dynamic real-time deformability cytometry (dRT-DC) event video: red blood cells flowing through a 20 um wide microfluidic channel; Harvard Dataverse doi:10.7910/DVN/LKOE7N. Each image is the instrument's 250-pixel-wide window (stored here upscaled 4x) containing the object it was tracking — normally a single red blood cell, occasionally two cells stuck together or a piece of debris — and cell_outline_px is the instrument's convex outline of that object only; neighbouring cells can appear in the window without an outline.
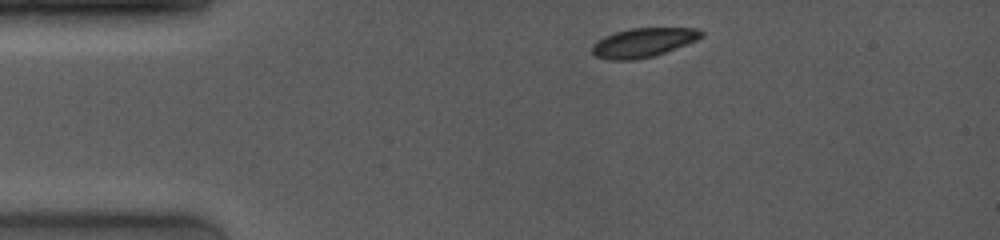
{"species": "common noctule bat (a hibernating species)", "species_latin": "Nyctalus noctula", "temperature_condition": "room temperature", "stored_images_in_passage": 19, "camera_frame_rate_fps": 4000, "um_per_image_px": 0.085, "animal": {"sex": "female", "body_mass_g": 19.0, "forearm_length_mm": 53.3}, "frame": {"image": 1, "passage_image": 1, "time_ms": 0.0, "image_size_px": [1000, 240], "cell_outline_px": [[704, 36], [696, 40], [664, 52], [652, 56], [632, 60], [608, 60], [596, 56], [592, 52], [592, 44], [596, 40], [604, 36], [628, 28], [700, 28], [704, 32]], "centroid_in_image_um": [54.65, 3.6], "position_along_channel_um": 30.3, "area_um2": 18.5}}
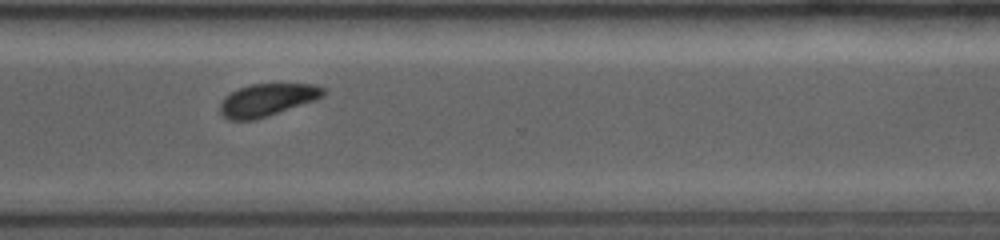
{"frame": {"image": 2, "passage_image": 14, "time_ms": 9.25, "image_size_px": [1000, 240], "cell_outline_px": [[324, 96], [316, 100], [268, 116], [252, 120], [228, 120], [220, 112], [220, 104], [224, 96], [248, 84], [316, 84], [324, 88]], "centroid_in_image_um": [22.71, 8.49], "position_along_channel_um": 347.9, "area_um2": 19.54}}
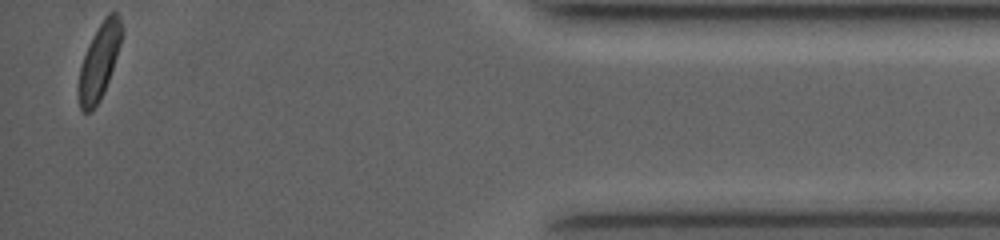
{"frame": {"image": 3, "passage_image": 19, "time_ms": 12.5, "image_size_px": [1000, 240], "cell_outline_px": [[124, 32], [104, 92], [100, 100], [92, 112], [84, 112], [80, 108], [80, 68], [88, 44], [92, 36], [104, 16], [108, 12], [116, 12], [120, 16], [124, 28]], "centroid_in_image_um": [8.48, 5.14], "position_along_channel_um": 426.7, "area_um2": 18.73}, "authors_computed_cell_mechanics": {"area_um2": 20.3456, "velocity_mm_per_s": 4.005, "shape_relaxation_time_tau1_ms": 1.5088, "shape_relaxation_time_tau2_ms": 8.7086, "deformation_change_tau1": 0.0691, "deformation_change_tau2": 0.1186}}